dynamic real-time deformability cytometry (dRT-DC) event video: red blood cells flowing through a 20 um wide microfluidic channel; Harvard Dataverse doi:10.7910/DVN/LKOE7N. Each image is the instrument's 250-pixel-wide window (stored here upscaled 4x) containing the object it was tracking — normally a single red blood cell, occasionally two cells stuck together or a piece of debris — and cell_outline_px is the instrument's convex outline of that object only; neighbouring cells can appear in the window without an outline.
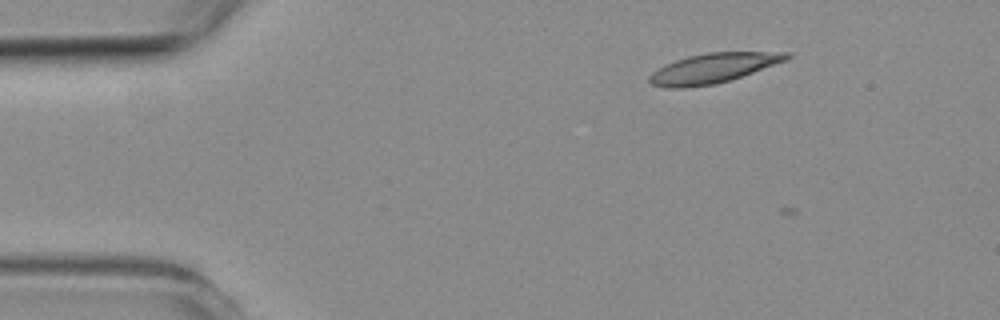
{"species": "common noctule bat (a hibernating species)", "species_latin": "Nyctalus noctula", "temperature_condition": "room temperature", "stored_images_in_passage": 5, "camera_frame_rate_fps": 3000, "um_per_image_px": 0.085, "animal": {"sex": "female", "body_mass_g": 19.3, "forearm_length_mm": 54.1}, "frame": {"image": 1, "passage_image": 3, "time_ms": 2.0, "image_size_px": [1000, 320], "cell_outline_px": [[792, 56], [784, 60], [752, 72], [716, 84], [684, 88], [668, 88], [652, 84], [648, 80], [648, 76], [652, 72], [676, 60], [688, 56], [708, 52], [792, 52]], "centroid_in_image_um": [60.58, 5.79], "position_along_channel_um": 24.4, "area_um2": 23.29}}